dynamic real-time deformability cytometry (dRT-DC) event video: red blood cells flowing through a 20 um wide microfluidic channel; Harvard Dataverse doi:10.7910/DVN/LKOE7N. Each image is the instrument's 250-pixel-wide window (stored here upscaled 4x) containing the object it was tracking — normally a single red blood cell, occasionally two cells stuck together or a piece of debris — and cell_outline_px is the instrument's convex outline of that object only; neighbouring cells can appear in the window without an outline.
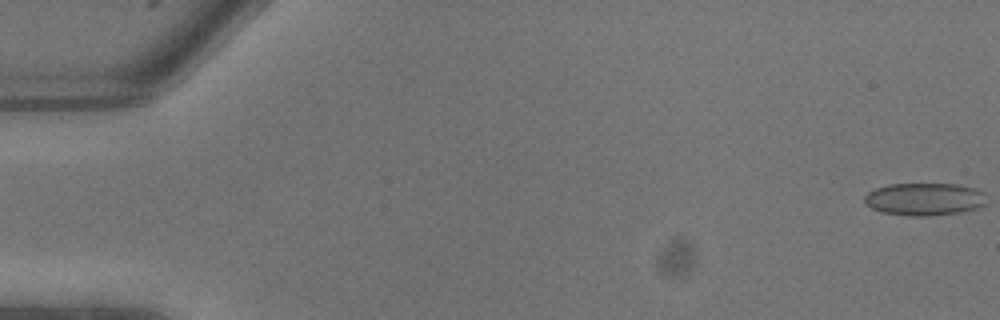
{"species": "common noctule bat (a hibernating species)", "species_latin": "Nyctalus noctula", "temperature_condition": "warm", "stored_images_in_passage": 12, "camera_frame_rate_fps": 3000, "um_per_image_px": 0.085, "animal": {"sex": "male", "body_mass_g": 13.3}, "frame": {"image": 1, "passage_image": 1, "time_ms": 0.0, "image_size_px": [1000, 320], "cell_outline_px": [[984, 204], [976, 208], [960, 212], [928, 216], [908, 216], [884, 212], [872, 208], [864, 204], [864, 196], [868, 192], [876, 188], [888, 184], [956, 184], [976, 188], [984, 192]], "centroid_in_image_um": [78.55, 16.92], "position_along_channel_um": 6.5, "area_um2": 23.12}}
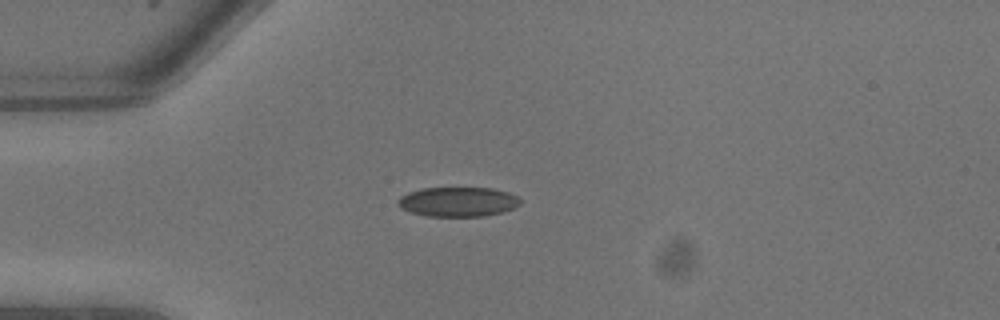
{"frame": {"image": 2, "passage_image": 7, "time_ms": 2.0, "image_size_px": [1000, 320], "cell_outline_px": [[520, 204], [512, 208], [500, 212], [484, 216], [428, 216], [412, 212], [400, 208], [396, 200], [400, 196], [408, 192], [424, 188], [492, 188], [508, 192], [516, 196], [520, 200]], "centroid_in_image_um": [38.89, 17.14], "position_along_channel_um": 46.1, "area_um2": 20.92}}